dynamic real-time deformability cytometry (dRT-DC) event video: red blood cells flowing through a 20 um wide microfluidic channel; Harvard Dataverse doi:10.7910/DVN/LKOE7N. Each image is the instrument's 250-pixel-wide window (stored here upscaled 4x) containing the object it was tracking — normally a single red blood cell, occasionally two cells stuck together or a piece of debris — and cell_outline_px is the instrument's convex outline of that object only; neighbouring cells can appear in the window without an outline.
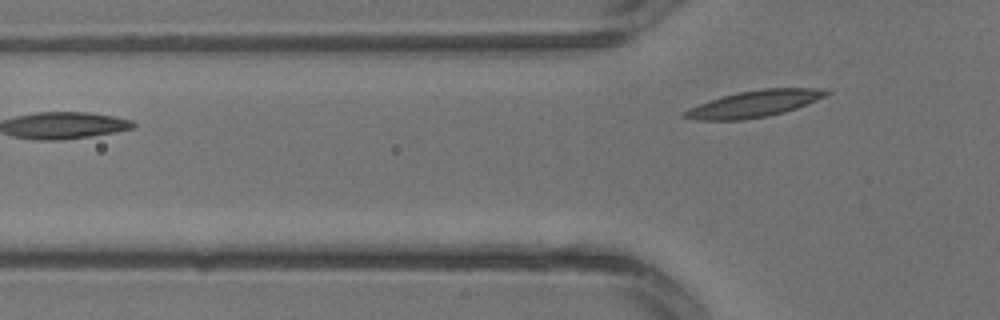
{"species": "common noctule bat (a hibernating species)", "species_latin": "Nyctalus noctula", "temperature_condition": "warm", "stored_images_in_passage": 3, "camera_frame_rate_fps": 3000, "um_per_image_px": 0.085, "animal": {"sex": "male", "body_mass_g": 13.3}, "frame": {"image": 1, "passage_image": 3, "time_ms": 0.667, "image_size_px": [1000, 320], "cell_outline_px": [[832, 92], [816, 100], [796, 108], [784, 112], [768, 116], [744, 120], [696, 120], [680, 116], [680, 112], [688, 108], [724, 96], [740, 92], [764, 88], [828, 88]], "centroid_in_image_um": [64.11, 8.83], "position_along_channel_um": 61.7, "area_um2": 21.91}}